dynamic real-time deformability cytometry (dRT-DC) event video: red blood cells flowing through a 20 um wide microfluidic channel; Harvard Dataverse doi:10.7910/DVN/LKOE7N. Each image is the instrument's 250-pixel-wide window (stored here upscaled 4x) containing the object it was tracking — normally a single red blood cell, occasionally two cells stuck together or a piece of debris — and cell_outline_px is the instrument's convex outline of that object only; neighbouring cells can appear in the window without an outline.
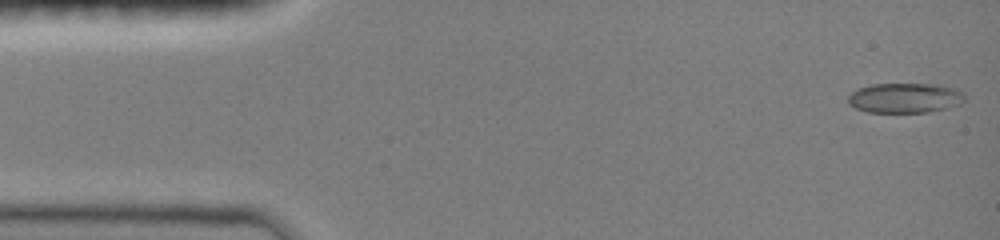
{"species": "common noctule bat (a hibernating species)", "species_latin": "Nyctalus noctula", "temperature_condition": "room temperature", "stored_images_in_passage": 47, "camera_frame_rate_fps": 3000, "um_per_image_px": 0.085, "animal": {"sex": "female", "body_mass_g": 19.0, "forearm_length_mm": 51.5}, "frame": {"image": 1, "passage_image": 1, "time_ms": 0.0, "image_size_px": [1000, 240], "cell_outline_px": [[964, 100], [960, 104], [948, 108], [928, 112], [868, 112], [856, 108], [848, 104], [848, 96], [856, 88], [872, 84], [936, 84], [952, 88], [960, 92], [964, 96]], "centroid_in_image_um": [76.87, 8.32], "position_along_channel_um": 8.1, "area_um2": 20.29}}
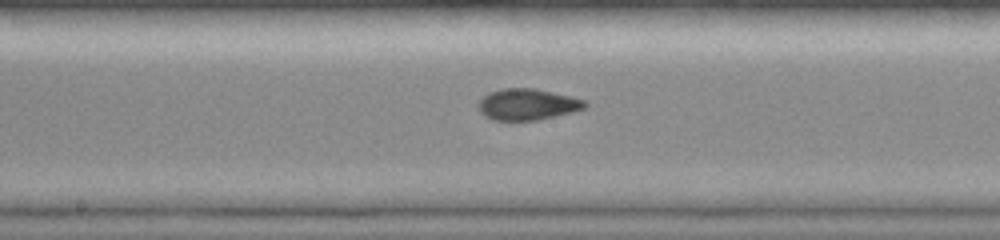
{"frame": {"image": 2, "passage_image": 24, "time_ms": 7.667, "image_size_px": [1000, 240], "cell_outline_px": [[588, 104], [584, 108], [572, 112], [536, 120], [492, 120], [484, 116], [480, 112], [476, 104], [488, 92], [500, 88], [536, 88], [584, 100]], "centroid_in_image_um": [44.76, 8.87], "position_along_channel_um": 203.4, "area_um2": 19.42}}
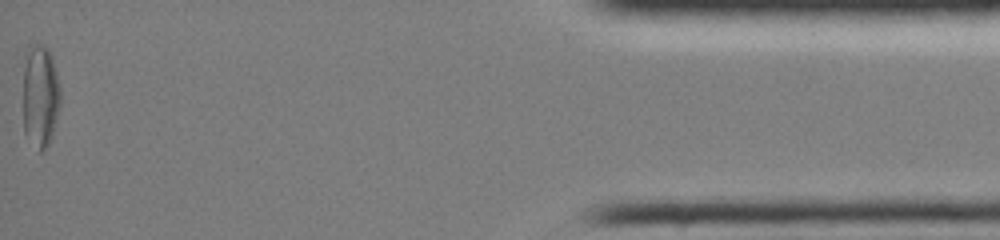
{"frame": {"image": 3, "passage_image": 47, "time_ms": 15.333, "image_size_px": [1000, 240], "cell_outline_px": [[60, 104], [52, 136], [48, 144], [40, 152], [36, 152], [24, 132], [24, 68], [28, 44], [44, 44], [48, 48], [52, 56], [60, 88]], "centroid_in_image_um": [3.42, 8.16], "position_along_channel_um": 431.8, "area_um2": 22.54}, "authors_computed_cell_mechanics": {"area_um2": 19.5364, "velocity_mm_per_s": 4.043, "shape_relaxation_time_tau1_ms": null, "shape_relaxation_time_tau2_ms": 1.0302, "deformation_change_tau1": null, "deformation_change_tau2": 0.0457}}